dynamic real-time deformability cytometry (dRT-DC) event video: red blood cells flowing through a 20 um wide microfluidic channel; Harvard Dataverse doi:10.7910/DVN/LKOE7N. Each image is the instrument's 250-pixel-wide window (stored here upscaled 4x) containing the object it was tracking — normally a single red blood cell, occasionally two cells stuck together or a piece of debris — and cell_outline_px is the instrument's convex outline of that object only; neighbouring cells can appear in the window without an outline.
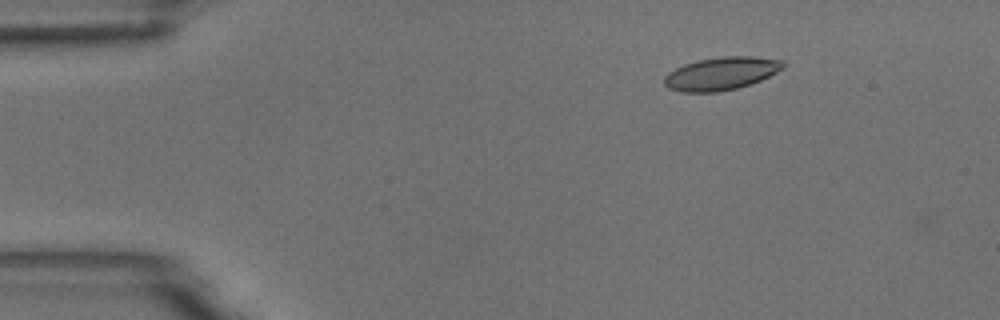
{"species": "common noctule bat (a hibernating species)", "species_latin": "Nyctalus noctula", "temperature_condition": "room temperature", "stored_images_in_passage": 2, "camera_frame_rate_fps": 3000, "um_per_image_px": 0.085, "animal": {"sex": "male", "body_mass_g": 18.8}, "frame": {"image": 1, "passage_image": 1, "time_ms": 0.0, "image_size_px": [1000, 320], "cell_outline_px": [[784, 68], [760, 80], [736, 88], [716, 92], [680, 92], [668, 88], [664, 84], [664, 76], [668, 72], [684, 64], [696, 60], [720, 56], [752, 56], [784, 60]], "centroid_in_image_um": [61.27, 6.24], "position_along_channel_um": 23.7, "area_um2": 22.83}}